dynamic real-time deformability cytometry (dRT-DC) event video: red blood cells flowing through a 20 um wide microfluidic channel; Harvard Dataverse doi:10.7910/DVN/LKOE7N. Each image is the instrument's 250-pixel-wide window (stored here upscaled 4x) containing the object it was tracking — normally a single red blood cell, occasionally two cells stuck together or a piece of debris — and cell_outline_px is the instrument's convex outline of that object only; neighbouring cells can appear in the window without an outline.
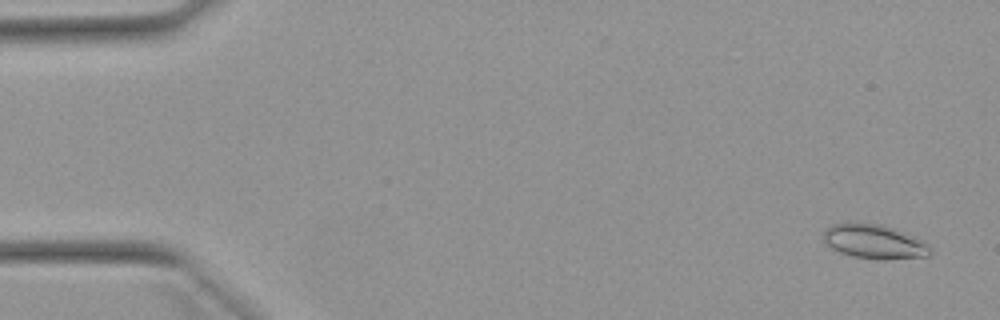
{"species": "Egyptian fruit bat (a non-hibernating species)", "species_latin": "Rousettus aegyptiacus", "temperature_condition": "warm", "stored_images_in_passage": 13, "camera_frame_rate_fps": 3000, "um_per_image_px": 0.085, "animal": {"sex": "female"}, "frame": {"image": 1, "passage_image": 1, "time_ms": 0.0, "image_size_px": [1000, 320], "cell_outline_px": [[932, 252], [928, 256], [884, 260], [852, 256], [840, 252], [824, 244], [824, 232], [832, 224], [848, 220], [880, 224], [892, 228], [920, 240], [932, 248]], "centroid_in_image_um": [74.25, 20.52], "position_along_channel_um": 10.7, "area_um2": 21.44}}